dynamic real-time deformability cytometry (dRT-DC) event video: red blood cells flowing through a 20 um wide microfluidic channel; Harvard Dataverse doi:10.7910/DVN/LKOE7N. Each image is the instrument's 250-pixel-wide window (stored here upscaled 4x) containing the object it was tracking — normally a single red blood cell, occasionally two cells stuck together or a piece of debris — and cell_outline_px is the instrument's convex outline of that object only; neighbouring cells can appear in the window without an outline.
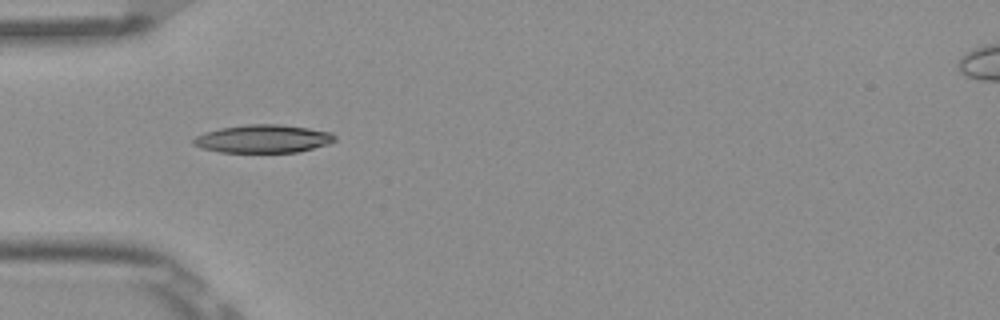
{"species": "Egyptian fruit bat (a non-hibernating species)", "species_latin": "Rousettus aegyptiacus", "temperature_condition": "room temperature", "stored_images_in_passage": 2, "camera_frame_rate_fps": 3000, "um_per_image_px": 0.085, "frame": {"image": 1, "passage_image": 1, "time_ms": 0.0, "image_size_px": [1000, 320], "cell_outline_px": [[336, 140], [328, 144], [300, 152], [220, 152], [200, 148], [192, 144], [192, 140], [196, 136], [204, 132], [220, 128], [248, 124], [280, 124], [308, 128], [332, 132], [336, 136]], "centroid_in_image_um": [22.36, 11.8], "position_along_channel_um": 62.6, "area_um2": 23.29}}
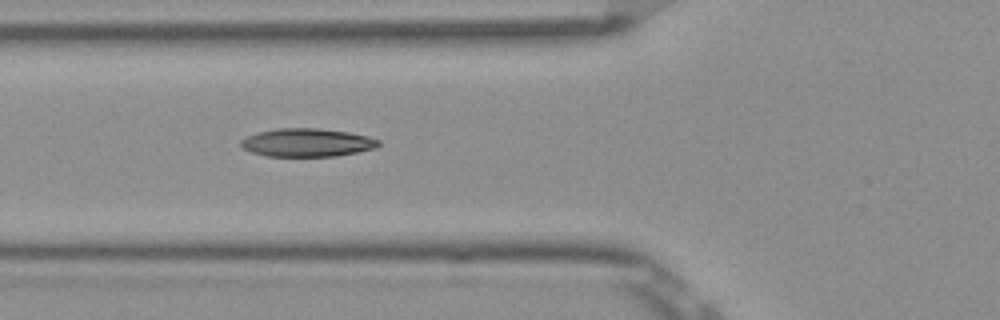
{"frame": {"image": 2, "passage_image": 2, "time_ms": 0.333, "image_size_px": [1000, 320], "cell_outline_px": [[380, 144], [376, 148], [336, 156], [268, 156], [252, 152], [244, 148], [240, 144], [240, 140], [248, 136], [260, 132], [276, 128], [316, 128], [348, 132], [368, 136], [380, 140]], "centroid_in_image_um": [26.12, 12.11], "position_along_channel_um": 99.7, "area_um2": 22.48}}